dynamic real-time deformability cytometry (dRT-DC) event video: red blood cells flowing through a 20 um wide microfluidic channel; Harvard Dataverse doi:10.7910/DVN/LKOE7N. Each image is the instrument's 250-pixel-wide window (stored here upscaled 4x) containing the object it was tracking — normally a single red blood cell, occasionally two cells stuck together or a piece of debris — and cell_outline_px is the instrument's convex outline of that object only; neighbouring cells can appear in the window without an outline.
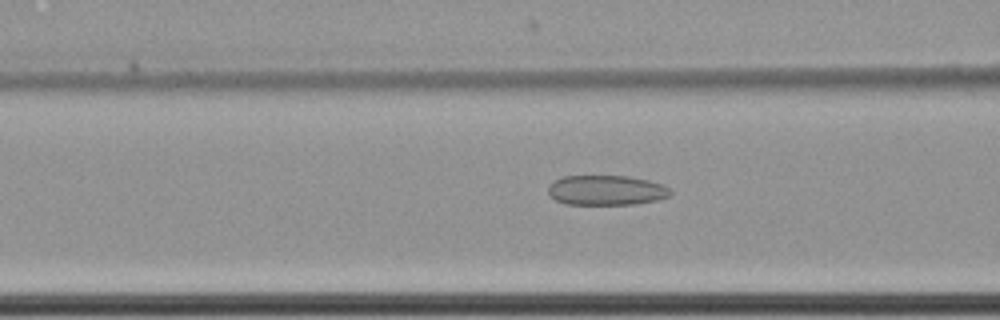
{"species": "common noctule bat (a hibernating species)", "species_latin": "Nyctalus noctula", "temperature_condition": "cold", "stored_images_in_passage": 61, "camera_frame_rate_fps": 3000, "um_per_image_px": 0.085, "animal": {"sex": "female", "body_mass_g": 22.7, "forearm_length_mm": 54.2}, "frame": {"image": 1, "passage_image": 26, "time_ms": 8.333, "image_size_px": [1000, 320], "cell_outline_px": [[672, 192], [668, 196], [656, 200], [632, 204], [564, 204], [556, 200], [548, 192], [548, 188], [556, 180], [564, 176], [628, 176], [648, 180], [664, 184]], "centroid_in_image_um": [51.55, 16.17], "position_along_channel_um": 115.0, "area_um2": 21.1}}
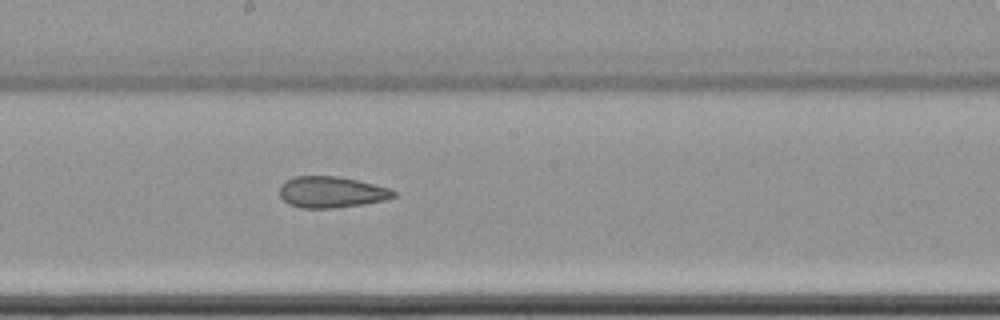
{"frame": {"image": 2, "passage_image": 35, "time_ms": 11.333, "image_size_px": [1000, 320], "cell_outline_px": [[396, 196], [384, 200], [364, 204], [336, 208], [300, 208], [288, 204], [280, 196], [280, 184], [296, 176], [336, 176], [356, 180], [388, 188], [396, 192]], "centroid_in_image_um": [28.15, 16.34], "position_along_channel_um": 220.1, "area_um2": 20.63}}
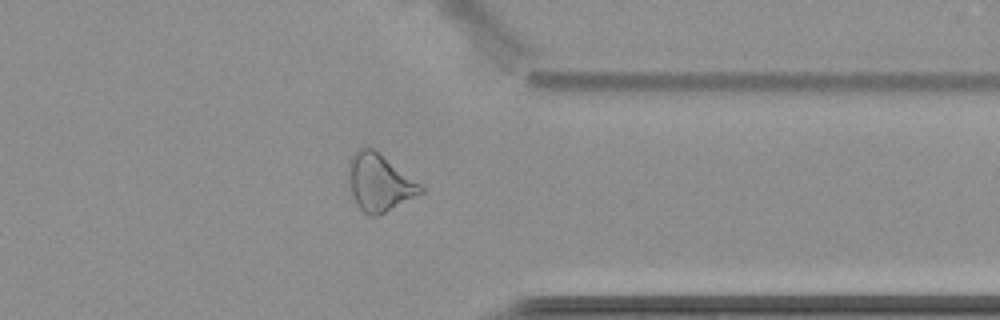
{"frame": {"image": 3, "passage_image": 49, "time_ms": 16.0, "image_size_px": [1000, 320], "cell_outline_px": [[424, 192], [376, 216], [372, 216], [364, 212], [356, 204], [352, 192], [348, 164], [352, 156], [360, 148], [372, 148], [420, 184], [424, 188]], "centroid_in_image_um": [32.25, 15.53], "position_along_channel_um": 379.2, "area_um2": 23.06}, "authors_computed_cell_mechanics": {"area_um2": 25.6054, "velocity_mm_per_s": 3.5002, "shape_relaxation_time_tau1_ms": null, "shape_relaxation_time_tau2_ms": 4.2421, "deformation_change_tau1": null, "deformation_change_tau2": 0.1243}}